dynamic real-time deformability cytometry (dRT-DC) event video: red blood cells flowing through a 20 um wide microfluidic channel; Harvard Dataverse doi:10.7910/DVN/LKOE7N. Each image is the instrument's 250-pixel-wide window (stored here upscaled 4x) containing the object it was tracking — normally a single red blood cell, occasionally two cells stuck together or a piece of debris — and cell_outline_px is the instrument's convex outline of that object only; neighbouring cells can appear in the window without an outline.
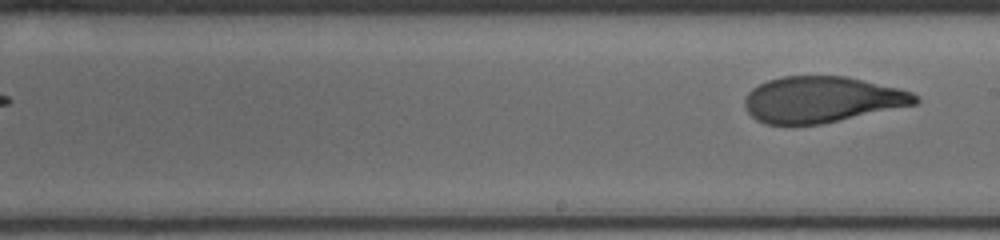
{"species": "human", "species_latin": "Homo sapiens", "temperature_condition": "cold", "stored_images_in_passage": 9, "segment_of_instrument_passage": [2, 2], "camera_frame_rate_fps": 3000, "um_per_image_px": 0.085, "donor": {"sex": "male"}, "frame": {"image": 1, "passage_image": 9, "time_ms": 8.0, "image_size_px": [1000, 240], "cell_outline_px": [[920, 100], [916, 104], [820, 124], [764, 124], [756, 120], [748, 112], [744, 104], [744, 100], [748, 92], [752, 88], [768, 80], [784, 76], [844, 76], [896, 88], [912, 92]], "centroid_in_image_um": [69.81, 8.46], "position_along_channel_um": 219.2, "area_um2": 45.26}}